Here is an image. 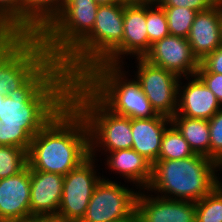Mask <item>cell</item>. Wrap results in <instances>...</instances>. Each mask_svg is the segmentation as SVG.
<instances>
[{
    "instance_id": "obj_1",
    "label": "cell",
    "mask_w": 222,
    "mask_h": 222,
    "mask_svg": "<svg viewBox=\"0 0 222 222\" xmlns=\"http://www.w3.org/2000/svg\"><path fill=\"white\" fill-rule=\"evenodd\" d=\"M73 79L50 58L21 88L5 95L0 107V145L28 152L32 138L69 102Z\"/></svg>"
},
{
    "instance_id": "obj_2",
    "label": "cell",
    "mask_w": 222,
    "mask_h": 222,
    "mask_svg": "<svg viewBox=\"0 0 222 222\" xmlns=\"http://www.w3.org/2000/svg\"><path fill=\"white\" fill-rule=\"evenodd\" d=\"M89 156L87 122L70 101L32 138L27 152L30 169L63 176Z\"/></svg>"
},
{
    "instance_id": "obj_3",
    "label": "cell",
    "mask_w": 222,
    "mask_h": 222,
    "mask_svg": "<svg viewBox=\"0 0 222 222\" xmlns=\"http://www.w3.org/2000/svg\"><path fill=\"white\" fill-rule=\"evenodd\" d=\"M126 4L99 5L92 31L60 62L73 80L100 63L124 64L121 55Z\"/></svg>"
},
{
    "instance_id": "obj_4",
    "label": "cell",
    "mask_w": 222,
    "mask_h": 222,
    "mask_svg": "<svg viewBox=\"0 0 222 222\" xmlns=\"http://www.w3.org/2000/svg\"><path fill=\"white\" fill-rule=\"evenodd\" d=\"M220 169L216 161L200 154L176 160L159 159L152 166L146 190L157 191L155 194L159 192L163 194L160 197L167 199L196 202L221 183L215 174Z\"/></svg>"
},
{
    "instance_id": "obj_5",
    "label": "cell",
    "mask_w": 222,
    "mask_h": 222,
    "mask_svg": "<svg viewBox=\"0 0 222 222\" xmlns=\"http://www.w3.org/2000/svg\"><path fill=\"white\" fill-rule=\"evenodd\" d=\"M69 101L87 122L91 157L97 147L106 153L132 148L131 118L113 113L80 80L72 81Z\"/></svg>"
},
{
    "instance_id": "obj_6",
    "label": "cell",
    "mask_w": 222,
    "mask_h": 222,
    "mask_svg": "<svg viewBox=\"0 0 222 222\" xmlns=\"http://www.w3.org/2000/svg\"><path fill=\"white\" fill-rule=\"evenodd\" d=\"M122 65L100 63L79 80L113 113L129 118H151L158 114L143 93L140 83L128 80Z\"/></svg>"
},
{
    "instance_id": "obj_7",
    "label": "cell",
    "mask_w": 222,
    "mask_h": 222,
    "mask_svg": "<svg viewBox=\"0 0 222 222\" xmlns=\"http://www.w3.org/2000/svg\"><path fill=\"white\" fill-rule=\"evenodd\" d=\"M99 5L94 0H65L60 13L38 35L50 58L61 62L91 31Z\"/></svg>"
},
{
    "instance_id": "obj_8",
    "label": "cell",
    "mask_w": 222,
    "mask_h": 222,
    "mask_svg": "<svg viewBox=\"0 0 222 222\" xmlns=\"http://www.w3.org/2000/svg\"><path fill=\"white\" fill-rule=\"evenodd\" d=\"M50 59L36 35H0V94L21 88Z\"/></svg>"
},
{
    "instance_id": "obj_9",
    "label": "cell",
    "mask_w": 222,
    "mask_h": 222,
    "mask_svg": "<svg viewBox=\"0 0 222 222\" xmlns=\"http://www.w3.org/2000/svg\"><path fill=\"white\" fill-rule=\"evenodd\" d=\"M95 158L89 156L64 176L57 217L63 222H80L86 213L95 186L102 179L95 172ZM95 166V167H94Z\"/></svg>"
},
{
    "instance_id": "obj_10",
    "label": "cell",
    "mask_w": 222,
    "mask_h": 222,
    "mask_svg": "<svg viewBox=\"0 0 222 222\" xmlns=\"http://www.w3.org/2000/svg\"><path fill=\"white\" fill-rule=\"evenodd\" d=\"M136 59L138 69L135 79L140 83L152 108L157 114L172 118L178 108V85L181 78L144 58Z\"/></svg>"
},
{
    "instance_id": "obj_11",
    "label": "cell",
    "mask_w": 222,
    "mask_h": 222,
    "mask_svg": "<svg viewBox=\"0 0 222 222\" xmlns=\"http://www.w3.org/2000/svg\"><path fill=\"white\" fill-rule=\"evenodd\" d=\"M102 178L95 186L86 213L80 222H111L127 217L136 209L139 192Z\"/></svg>"
},
{
    "instance_id": "obj_12",
    "label": "cell",
    "mask_w": 222,
    "mask_h": 222,
    "mask_svg": "<svg viewBox=\"0 0 222 222\" xmlns=\"http://www.w3.org/2000/svg\"><path fill=\"white\" fill-rule=\"evenodd\" d=\"M144 59L180 78L184 75V77L196 75L200 65L188 40L174 35H168L152 44Z\"/></svg>"
},
{
    "instance_id": "obj_13",
    "label": "cell",
    "mask_w": 222,
    "mask_h": 222,
    "mask_svg": "<svg viewBox=\"0 0 222 222\" xmlns=\"http://www.w3.org/2000/svg\"><path fill=\"white\" fill-rule=\"evenodd\" d=\"M31 175L27 166L17 175L0 179V222H25L30 214Z\"/></svg>"
},
{
    "instance_id": "obj_14",
    "label": "cell",
    "mask_w": 222,
    "mask_h": 222,
    "mask_svg": "<svg viewBox=\"0 0 222 222\" xmlns=\"http://www.w3.org/2000/svg\"><path fill=\"white\" fill-rule=\"evenodd\" d=\"M150 196V197H149ZM146 195L139 191L136 211L140 222H196L195 202Z\"/></svg>"
},
{
    "instance_id": "obj_15",
    "label": "cell",
    "mask_w": 222,
    "mask_h": 222,
    "mask_svg": "<svg viewBox=\"0 0 222 222\" xmlns=\"http://www.w3.org/2000/svg\"><path fill=\"white\" fill-rule=\"evenodd\" d=\"M31 175V217H57L62 198L64 176L57 173L35 171Z\"/></svg>"
},
{
    "instance_id": "obj_16",
    "label": "cell",
    "mask_w": 222,
    "mask_h": 222,
    "mask_svg": "<svg viewBox=\"0 0 222 222\" xmlns=\"http://www.w3.org/2000/svg\"><path fill=\"white\" fill-rule=\"evenodd\" d=\"M191 78L190 81V76L186 77L189 83L185 86H181L182 82L179 81L178 108L174 116L209 120L222 106L215 94L197 75Z\"/></svg>"
},
{
    "instance_id": "obj_17",
    "label": "cell",
    "mask_w": 222,
    "mask_h": 222,
    "mask_svg": "<svg viewBox=\"0 0 222 222\" xmlns=\"http://www.w3.org/2000/svg\"><path fill=\"white\" fill-rule=\"evenodd\" d=\"M187 40L199 62L222 45L220 4L196 14Z\"/></svg>"
},
{
    "instance_id": "obj_18",
    "label": "cell",
    "mask_w": 222,
    "mask_h": 222,
    "mask_svg": "<svg viewBox=\"0 0 222 222\" xmlns=\"http://www.w3.org/2000/svg\"><path fill=\"white\" fill-rule=\"evenodd\" d=\"M171 118L158 114L151 118H131L132 149L154 164L159 160L162 136Z\"/></svg>"
},
{
    "instance_id": "obj_19",
    "label": "cell",
    "mask_w": 222,
    "mask_h": 222,
    "mask_svg": "<svg viewBox=\"0 0 222 222\" xmlns=\"http://www.w3.org/2000/svg\"><path fill=\"white\" fill-rule=\"evenodd\" d=\"M150 50L146 25V3L124 6L122 55L144 58Z\"/></svg>"
},
{
    "instance_id": "obj_20",
    "label": "cell",
    "mask_w": 222,
    "mask_h": 222,
    "mask_svg": "<svg viewBox=\"0 0 222 222\" xmlns=\"http://www.w3.org/2000/svg\"><path fill=\"white\" fill-rule=\"evenodd\" d=\"M108 153L110 154L106 155L108 168L120 174L127 181L136 183V186L144 189L145 193L152 178L153 164L132 148Z\"/></svg>"
},
{
    "instance_id": "obj_21",
    "label": "cell",
    "mask_w": 222,
    "mask_h": 222,
    "mask_svg": "<svg viewBox=\"0 0 222 222\" xmlns=\"http://www.w3.org/2000/svg\"><path fill=\"white\" fill-rule=\"evenodd\" d=\"M65 0H21V35L38 36L60 13Z\"/></svg>"
},
{
    "instance_id": "obj_22",
    "label": "cell",
    "mask_w": 222,
    "mask_h": 222,
    "mask_svg": "<svg viewBox=\"0 0 222 222\" xmlns=\"http://www.w3.org/2000/svg\"><path fill=\"white\" fill-rule=\"evenodd\" d=\"M171 123L189 143L195 154L210 158V130L208 120L173 116Z\"/></svg>"
},
{
    "instance_id": "obj_23",
    "label": "cell",
    "mask_w": 222,
    "mask_h": 222,
    "mask_svg": "<svg viewBox=\"0 0 222 222\" xmlns=\"http://www.w3.org/2000/svg\"><path fill=\"white\" fill-rule=\"evenodd\" d=\"M193 155L189 143L172 123L169 124L162 136L159 159L176 160Z\"/></svg>"
},
{
    "instance_id": "obj_24",
    "label": "cell",
    "mask_w": 222,
    "mask_h": 222,
    "mask_svg": "<svg viewBox=\"0 0 222 222\" xmlns=\"http://www.w3.org/2000/svg\"><path fill=\"white\" fill-rule=\"evenodd\" d=\"M196 222H222V182L195 202Z\"/></svg>"
},
{
    "instance_id": "obj_25",
    "label": "cell",
    "mask_w": 222,
    "mask_h": 222,
    "mask_svg": "<svg viewBox=\"0 0 222 222\" xmlns=\"http://www.w3.org/2000/svg\"><path fill=\"white\" fill-rule=\"evenodd\" d=\"M164 8L170 35L186 38L188 37L191 26L197 11L187 7L161 6Z\"/></svg>"
},
{
    "instance_id": "obj_26",
    "label": "cell",
    "mask_w": 222,
    "mask_h": 222,
    "mask_svg": "<svg viewBox=\"0 0 222 222\" xmlns=\"http://www.w3.org/2000/svg\"><path fill=\"white\" fill-rule=\"evenodd\" d=\"M28 166L27 151L0 145V179L17 175Z\"/></svg>"
},
{
    "instance_id": "obj_27",
    "label": "cell",
    "mask_w": 222,
    "mask_h": 222,
    "mask_svg": "<svg viewBox=\"0 0 222 222\" xmlns=\"http://www.w3.org/2000/svg\"><path fill=\"white\" fill-rule=\"evenodd\" d=\"M146 25L150 48L155 42L170 35L164 8L157 2L146 3Z\"/></svg>"
},
{
    "instance_id": "obj_28",
    "label": "cell",
    "mask_w": 222,
    "mask_h": 222,
    "mask_svg": "<svg viewBox=\"0 0 222 222\" xmlns=\"http://www.w3.org/2000/svg\"><path fill=\"white\" fill-rule=\"evenodd\" d=\"M0 35H21V0H0Z\"/></svg>"
},
{
    "instance_id": "obj_29",
    "label": "cell",
    "mask_w": 222,
    "mask_h": 222,
    "mask_svg": "<svg viewBox=\"0 0 222 222\" xmlns=\"http://www.w3.org/2000/svg\"><path fill=\"white\" fill-rule=\"evenodd\" d=\"M210 158L222 167V108L209 120Z\"/></svg>"
},
{
    "instance_id": "obj_30",
    "label": "cell",
    "mask_w": 222,
    "mask_h": 222,
    "mask_svg": "<svg viewBox=\"0 0 222 222\" xmlns=\"http://www.w3.org/2000/svg\"><path fill=\"white\" fill-rule=\"evenodd\" d=\"M196 75L215 94V97L222 106V74L210 73L199 65Z\"/></svg>"
},
{
    "instance_id": "obj_31",
    "label": "cell",
    "mask_w": 222,
    "mask_h": 222,
    "mask_svg": "<svg viewBox=\"0 0 222 222\" xmlns=\"http://www.w3.org/2000/svg\"><path fill=\"white\" fill-rule=\"evenodd\" d=\"M160 6L187 7L202 12L209 9L214 3L211 0H156Z\"/></svg>"
},
{
    "instance_id": "obj_32",
    "label": "cell",
    "mask_w": 222,
    "mask_h": 222,
    "mask_svg": "<svg viewBox=\"0 0 222 222\" xmlns=\"http://www.w3.org/2000/svg\"><path fill=\"white\" fill-rule=\"evenodd\" d=\"M200 65L210 73L222 74V45L200 61Z\"/></svg>"
},
{
    "instance_id": "obj_33",
    "label": "cell",
    "mask_w": 222,
    "mask_h": 222,
    "mask_svg": "<svg viewBox=\"0 0 222 222\" xmlns=\"http://www.w3.org/2000/svg\"><path fill=\"white\" fill-rule=\"evenodd\" d=\"M111 222H140L136 209L127 217L116 219Z\"/></svg>"
},
{
    "instance_id": "obj_34",
    "label": "cell",
    "mask_w": 222,
    "mask_h": 222,
    "mask_svg": "<svg viewBox=\"0 0 222 222\" xmlns=\"http://www.w3.org/2000/svg\"><path fill=\"white\" fill-rule=\"evenodd\" d=\"M25 222H63L60 221L58 218L56 217H46V218H42V217H32L30 219H28Z\"/></svg>"
},
{
    "instance_id": "obj_35",
    "label": "cell",
    "mask_w": 222,
    "mask_h": 222,
    "mask_svg": "<svg viewBox=\"0 0 222 222\" xmlns=\"http://www.w3.org/2000/svg\"><path fill=\"white\" fill-rule=\"evenodd\" d=\"M98 5H109L120 2V0H94Z\"/></svg>"
},
{
    "instance_id": "obj_36",
    "label": "cell",
    "mask_w": 222,
    "mask_h": 222,
    "mask_svg": "<svg viewBox=\"0 0 222 222\" xmlns=\"http://www.w3.org/2000/svg\"><path fill=\"white\" fill-rule=\"evenodd\" d=\"M120 2L132 4V3H142V0H120Z\"/></svg>"
},
{
    "instance_id": "obj_37",
    "label": "cell",
    "mask_w": 222,
    "mask_h": 222,
    "mask_svg": "<svg viewBox=\"0 0 222 222\" xmlns=\"http://www.w3.org/2000/svg\"><path fill=\"white\" fill-rule=\"evenodd\" d=\"M220 28H221V39H222V3L220 4Z\"/></svg>"
},
{
    "instance_id": "obj_38",
    "label": "cell",
    "mask_w": 222,
    "mask_h": 222,
    "mask_svg": "<svg viewBox=\"0 0 222 222\" xmlns=\"http://www.w3.org/2000/svg\"><path fill=\"white\" fill-rule=\"evenodd\" d=\"M214 4H221L222 0H211Z\"/></svg>"
},
{
    "instance_id": "obj_39",
    "label": "cell",
    "mask_w": 222,
    "mask_h": 222,
    "mask_svg": "<svg viewBox=\"0 0 222 222\" xmlns=\"http://www.w3.org/2000/svg\"><path fill=\"white\" fill-rule=\"evenodd\" d=\"M4 97H5L4 94H0V107H1V103H2V101H3V99H4Z\"/></svg>"
},
{
    "instance_id": "obj_40",
    "label": "cell",
    "mask_w": 222,
    "mask_h": 222,
    "mask_svg": "<svg viewBox=\"0 0 222 222\" xmlns=\"http://www.w3.org/2000/svg\"><path fill=\"white\" fill-rule=\"evenodd\" d=\"M156 0H142V3L155 2Z\"/></svg>"
}]
</instances>
